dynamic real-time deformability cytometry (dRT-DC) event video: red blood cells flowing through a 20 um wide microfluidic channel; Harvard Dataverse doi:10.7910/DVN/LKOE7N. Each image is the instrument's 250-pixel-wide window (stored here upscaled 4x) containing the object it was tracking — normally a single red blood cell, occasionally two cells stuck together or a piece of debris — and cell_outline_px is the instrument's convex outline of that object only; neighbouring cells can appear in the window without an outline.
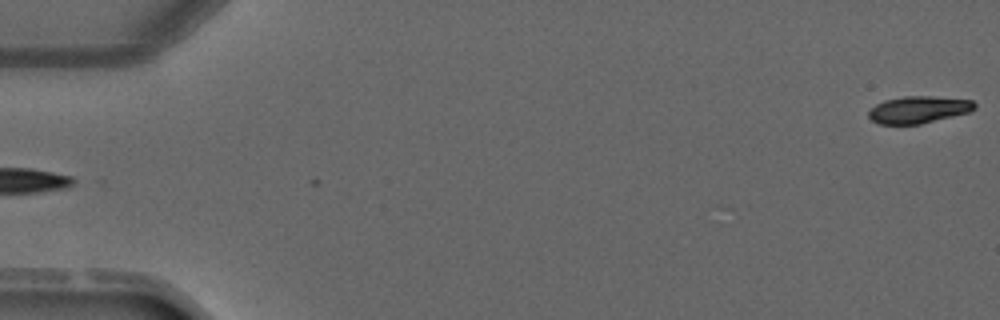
{"species": "common noctule bat (a hibernating species)", "species_latin": "Nyctalus noctula", "temperature_condition": "warm", "stored_images_in_passage": 3, "segment_of_instrument_passage": [2, 2], "camera_frame_rate_fps": 3000, "um_per_image_px": 0.085, "animal": {"sex": "male", "forearm_length_mm": 52.5}, "frame": {"image": 1, "passage_image": 3, "time_ms": 2.333, "image_size_px": [1000, 320], "cell_outline_px": [[976, 108], [972, 112], [920, 124], [880, 124], [872, 120], [868, 116], [868, 112], [876, 104], [884, 100], [904, 96], [932, 96], [972, 100], [976, 104]], "centroid_in_image_um": [78.11, 9.32], "position_along_channel_um": 6.9, "area_um2": 16.82}}